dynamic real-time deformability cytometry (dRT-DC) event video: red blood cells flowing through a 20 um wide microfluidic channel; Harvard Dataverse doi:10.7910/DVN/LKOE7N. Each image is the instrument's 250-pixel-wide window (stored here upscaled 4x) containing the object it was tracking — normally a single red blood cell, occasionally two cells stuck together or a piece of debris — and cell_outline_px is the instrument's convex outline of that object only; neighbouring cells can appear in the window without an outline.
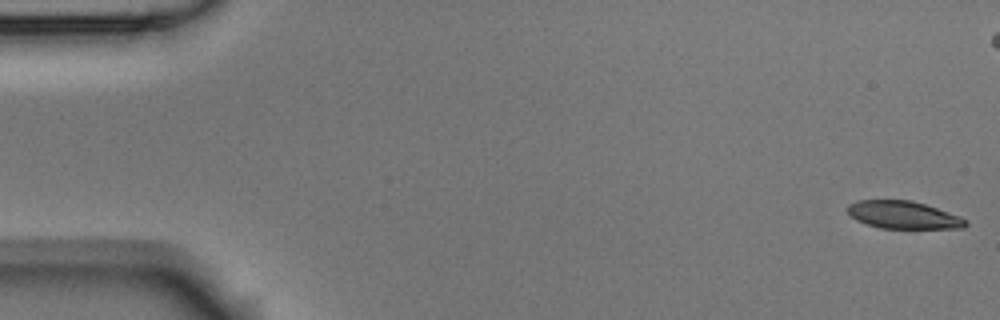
{"species": "Egyptian fruit bat (a non-hibernating species)", "species_latin": "Rousettus aegyptiacus", "temperature_condition": "room temperature", "stored_images_in_passage": 54, "camera_frame_rate_fps": 3000, "um_per_image_px": 0.085, "animal": {"sex": "male"}, "frame": {"image": 1, "passage_image": 1, "time_ms": 0.0, "image_size_px": [1000, 320], "cell_outline_px": [[968, 224], [964, 228], [880, 228], [864, 224], [856, 220], [848, 212], [848, 204], [856, 200], [912, 200], [960, 216], [968, 220]], "centroid_in_image_um": [76.78, 18.27], "position_along_channel_um": 8.2, "area_um2": 19.02}}
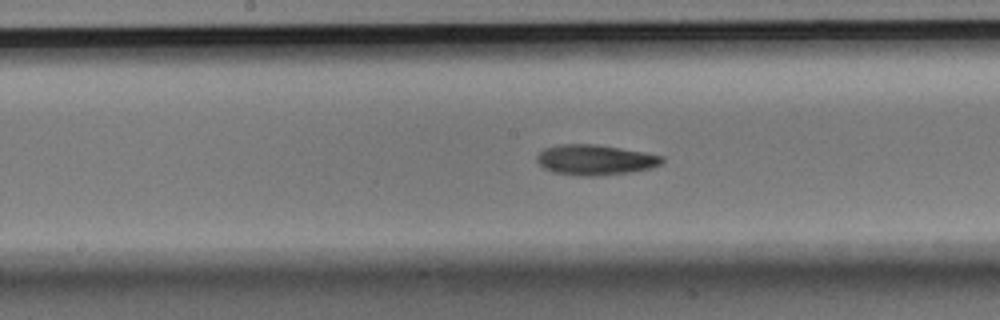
{"frame": {"image": 2, "passage_image": 27, "time_ms": 8.667, "image_size_px": [1000, 320], "cell_outline_px": [[664, 160], [660, 164], [652, 168], [628, 172], [600, 176], [580, 176], [552, 172], [544, 168], [536, 160], [536, 156], [544, 148], [560, 144], [596, 144], [644, 152], [664, 156]], "centroid_in_image_um": [50.58, 13.59], "position_along_channel_um": 197.6, "area_um2": 22.2}}
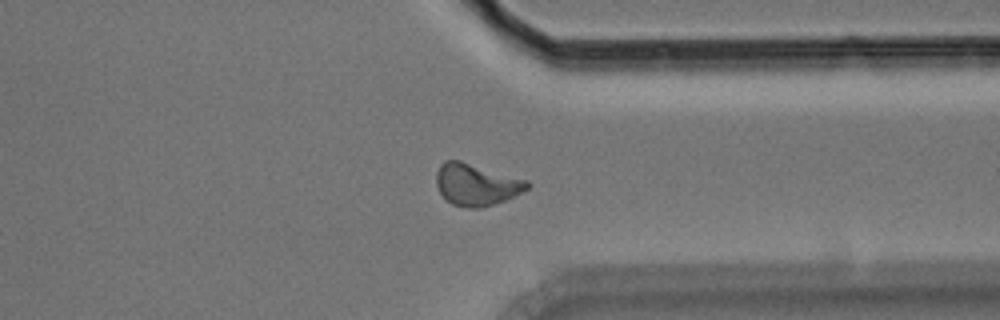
{"frame": {"image": 3, "passage_image": 41, "time_ms": 13.333, "image_size_px": [1000, 320], "cell_outline_px": [[532, 184], [528, 188], [504, 200], [480, 208], [464, 208], [452, 204], [440, 192], [436, 184], [436, 172], [440, 164], [444, 160], [460, 160], [528, 180]], "centroid_in_image_um": [40.47, 15.67], "position_along_channel_um": 370.9, "area_um2": 22.08}, "authors_computed_cell_mechanics": {"area_um2": 20.9525, "velocity_mm_per_s": 3.7498, "shape_relaxation_time_tau1_ms": 4.1128, "shape_relaxation_time_tau2_ms": 7.5622, "deformation_change_tau1": 0.1516, "deformation_change_tau2": 0.1602}}